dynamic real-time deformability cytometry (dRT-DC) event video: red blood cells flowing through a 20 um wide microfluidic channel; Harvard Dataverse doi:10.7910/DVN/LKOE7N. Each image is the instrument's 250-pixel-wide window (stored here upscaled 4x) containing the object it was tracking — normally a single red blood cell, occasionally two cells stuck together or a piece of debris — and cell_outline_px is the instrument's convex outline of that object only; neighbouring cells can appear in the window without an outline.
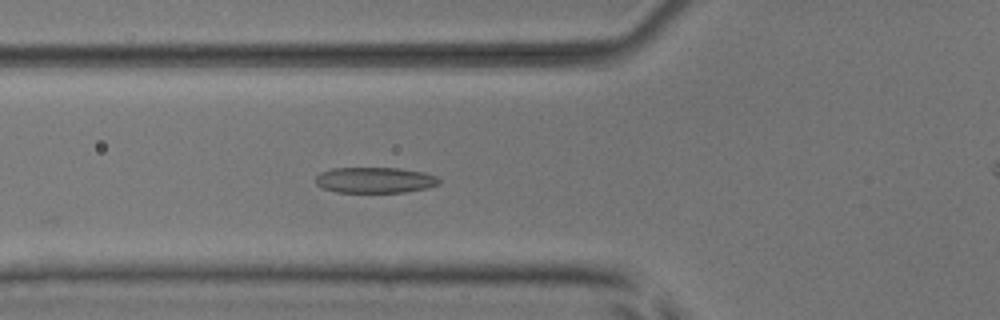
{"species": "common noctule bat (a hibernating species)", "species_latin": "Nyctalus noctula", "temperature_condition": "room temperature", "stored_images_in_passage": 40, "camera_frame_rate_fps": 3000, "um_per_image_px": 0.085, "animal": {"sex": "male", "body_mass_g": 17.9, "forearm_length_mm": 54.2}, "frame": {"image": 1, "passage_image": 6, "time_ms": 1.667, "image_size_px": [1000, 320], "cell_outline_px": [[440, 184], [428, 188], [404, 192], [336, 192], [324, 188], [316, 184], [316, 176], [320, 172], [332, 168], [400, 168], [424, 172], [436, 176], [440, 180]], "centroid_in_image_um": [31.89, 15.3], "position_along_channel_um": 93.9, "area_um2": 18.61}}
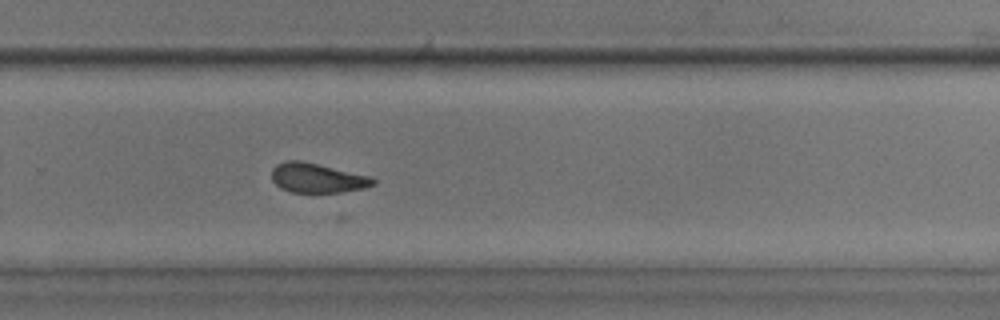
{"frame": {"image": 2, "passage_image": 22, "time_ms": 7.0, "image_size_px": [1000, 320], "cell_outline_px": [[376, 184], [364, 188], [340, 192], [292, 192], [280, 188], [272, 180], [272, 168], [276, 164], [284, 160], [300, 160], [372, 176], [376, 180]], "centroid_in_image_um": [26.97, 15.12], "position_along_channel_um": 302.8, "area_um2": 17.57}}
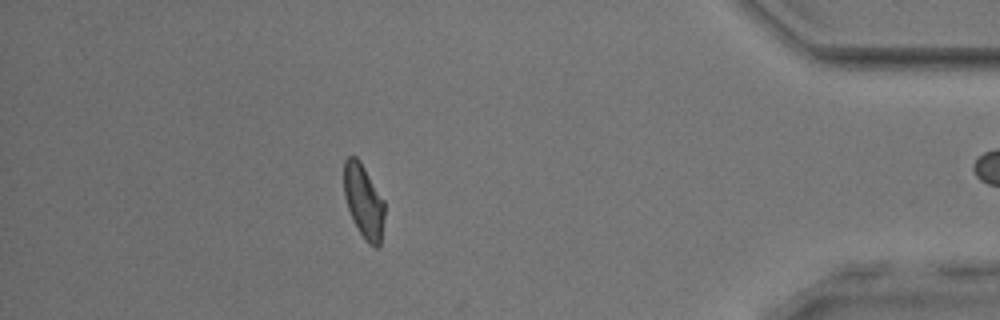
{"frame": {"image": 3, "passage_image": 33, "time_ms": 10.667, "image_size_px": [1000, 320], "cell_outline_px": [[384, 216], [380, 244], [376, 248], [368, 244], [352, 220], [344, 196], [344, 160], [348, 156], [356, 156], [360, 160], [384, 200]], "centroid_in_image_um": [30.9, 17.09], "position_along_channel_um": 404.3, "area_um2": 17.46}}